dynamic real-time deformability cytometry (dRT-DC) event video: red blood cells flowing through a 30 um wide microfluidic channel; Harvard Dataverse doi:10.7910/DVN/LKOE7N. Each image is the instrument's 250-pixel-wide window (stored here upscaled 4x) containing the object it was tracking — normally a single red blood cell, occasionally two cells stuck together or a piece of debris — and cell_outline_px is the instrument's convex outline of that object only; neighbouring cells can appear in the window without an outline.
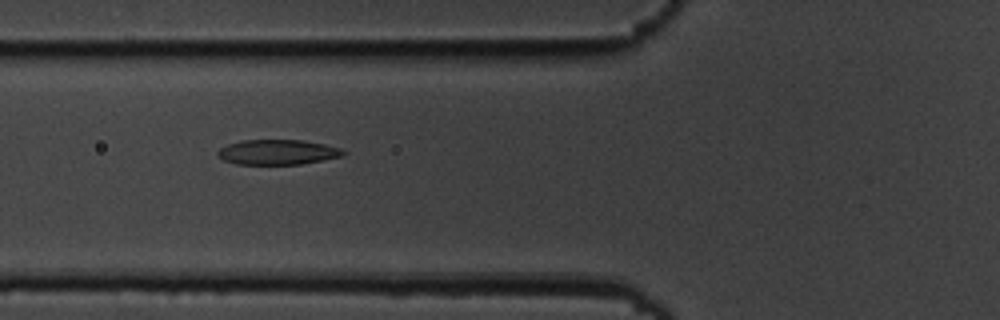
{"species": "common noctule bat (a hibernating species)", "species_latin": "Nyctalus noctula", "temperature_condition": "cold", "stored_images_in_passage": 4, "camera_frame_rate_fps": 3000, "um_per_image_px": 0.085, "animal": {"sex": "male", "body_mass_g": 19.5, "forearm_length_mm": 54.6}, "frame": {"image": 1, "passage_image": 3, "time_ms": 3.0, "image_size_px": [1000, 320], "cell_outline_px": [[348, 152], [344, 156], [324, 160], [300, 164], [236, 164], [224, 160], [216, 152], [220, 148], [228, 144], [240, 140], [304, 140], [324, 144], [340, 148]], "centroid_in_image_um": [23.64, 12.93], "position_along_channel_um": 102.2, "area_um2": 18.38}}
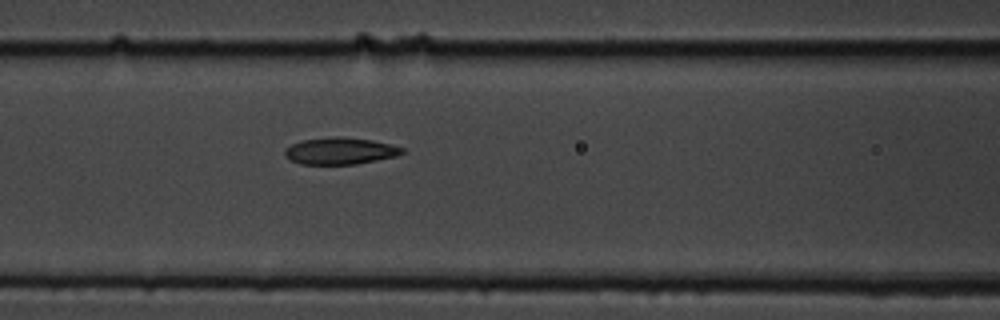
{"frame": {"image": 2, "passage_image": 4, "time_ms": 4.0, "image_size_px": [1000, 320], "cell_outline_px": [[404, 152], [396, 156], [356, 164], [300, 164], [284, 156], [284, 148], [300, 140], [336, 136], [340, 136], [372, 140], [392, 144], [404, 148]], "centroid_in_image_um": [28.89, 12.82], "position_along_channel_um": 137.7, "area_um2": 18.44}}